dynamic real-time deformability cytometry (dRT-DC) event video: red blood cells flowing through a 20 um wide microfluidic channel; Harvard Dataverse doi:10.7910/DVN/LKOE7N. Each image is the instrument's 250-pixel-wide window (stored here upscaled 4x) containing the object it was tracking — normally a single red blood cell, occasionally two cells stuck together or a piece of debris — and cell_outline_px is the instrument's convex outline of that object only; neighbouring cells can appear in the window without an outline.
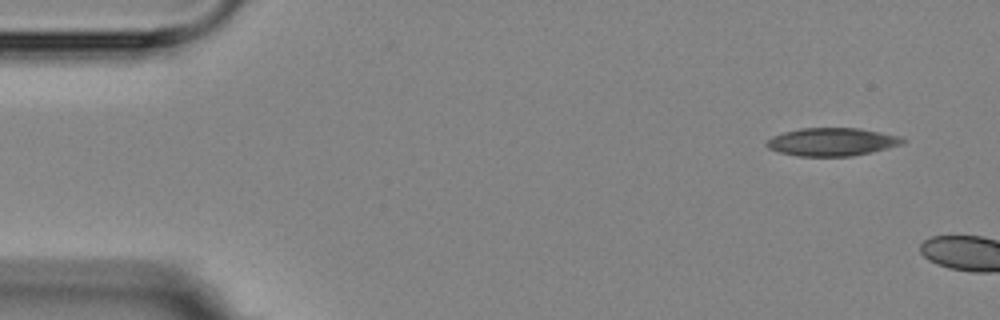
{"species": "Egyptian fruit bat (a non-hibernating species)", "species_latin": "Rousettus aegyptiacus", "temperature_condition": "room temperature", "stored_images_in_passage": 2, "camera_frame_rate_fps": 3000, "um_per_image_px": 0.085, "animal": {"sex": "female"}, "frame": {"image": 1, "passage_image": 2, "time_ms": 5.0, "image_size_px": [1000, 320], "cell_outline_px": [[908, 140], [904, 144], [872, 152], [852, 156], [800, 156], [780, 152], [768, 148], [764, 144], [772, 136], [784, 132], [800, 128], [860, 128], [900, 136]], "centroid_in_image_um": [70.75, 12.05], "position_along_channel_um": 14.2, "area_um2": 22.31}}